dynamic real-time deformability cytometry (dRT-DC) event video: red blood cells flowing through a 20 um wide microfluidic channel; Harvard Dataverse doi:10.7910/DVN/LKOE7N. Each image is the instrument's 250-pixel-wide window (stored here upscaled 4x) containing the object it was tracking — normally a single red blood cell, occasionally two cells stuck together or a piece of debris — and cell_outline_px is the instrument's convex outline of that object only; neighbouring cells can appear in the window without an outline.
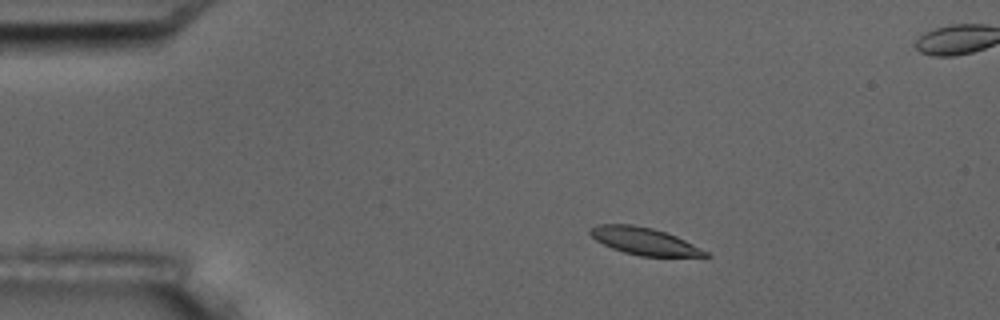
{"species": "common noctule bat (a hibernating species)", "species_latin": "Nyctalus noctula", "temperature_condition": "room temperature", "stored_images_in_passage": 5, "segment_of_instrument_passage": [1, 2], "camera_frame_rate_fps": 3000, "um_per_image_px": 0.085, "animal": {"sex": "male", "body_mass_g": 17.5, "forearm_length_mm": 52.3}, "frame": {"image": 1, "passage_image": 3, "time_ms": 2.333, "image_size_px": [1000, 320], "cell_outline_px": [[712, 256], [640, 256], [624, 252], [612, 248], [596, 240], [588, 232], [596, 224], [632, 224], [652, 228], [676, 236], [708, 252]], "centroid_in_image_um": [54.73, 20.49], "position_along_channel_um": 30.3, "area_um2": 17.98}}